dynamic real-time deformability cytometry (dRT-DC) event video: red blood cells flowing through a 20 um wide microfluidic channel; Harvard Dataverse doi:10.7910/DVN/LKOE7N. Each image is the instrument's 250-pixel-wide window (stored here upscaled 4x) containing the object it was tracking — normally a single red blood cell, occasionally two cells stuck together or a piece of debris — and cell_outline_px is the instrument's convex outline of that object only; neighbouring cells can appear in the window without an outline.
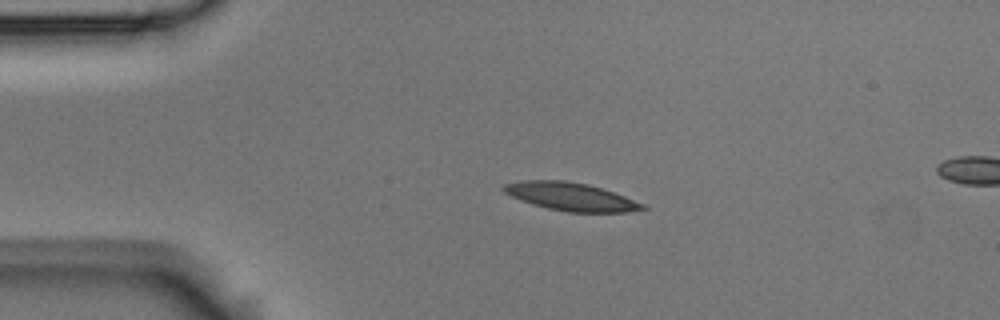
{"species": "Egyptian fruit bat (a non-hibernating species)", "species_latin": "Rousettus aegyptiacus", "temperature_condition": "room temperature", "stored_images_in_passage": 6, "segment_of_instrument_passage": [1, 2], "camera_frame_rate_fps": 3000, "um_per_image_px": 0.085, "animal": {"sex": "male"}, "frame": {"image": 1, "passage_image": 4, "time_ms": 1.0, "image_size_px": [1000, 320], "cell_outline_px": [[648, 208], [628, 212], [568, 212], [548, 208], [520, 200], [504, 192], [500, 188], [504, 184], [520, 180], [564, 180], [588, 184], [624, 196], [644, 204]], "centroid_in_image_um": [48.49, 16.71], "position_along_channel_um": 36.5, "area_um2": 22.54}}